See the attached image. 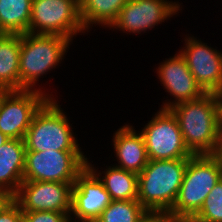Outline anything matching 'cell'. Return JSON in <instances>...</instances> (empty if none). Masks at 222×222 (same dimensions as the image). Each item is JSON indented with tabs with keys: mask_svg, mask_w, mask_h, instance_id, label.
<instances>
[{
	"mask_svg": "<svg viewBox=\"0 0 222 222\" xmlns=\"http://www.w3.org/2000/svg\"><path fill=\"white\" fill-rule=\"evenodd\" d=\"M217 159L219 160L220 164H221V169H222V145L221 147L217 150V152L215 153Z\"/></svg>",
	"mask_w": 222,
	"mask_h": 222,
	"instance_id": "cell-29",
	"label": "cell"
},
{
	"mask_svg": "<svg viewBox=\"0 0 222 222\" xmlns=\"http://www.w3.org/2000/svg\"><path fill=\"white\" fill-rule=\"evenodd\" d=\"M0 222H23V212L13 198L0 210Z\"/></svg>",
	"mask_w": 222,
	"mask_h": 222,
	"instance_id": "cell-24",
	"label": "cell"
},
{
	"mask_svg": "<svg viewBox=\"0 0 222 222\" xmlns=\"http://www.w3.org/2000/svg\"><path fill=\"white\" fill-rule=\"evenodd\" d=\"M53 99L34 114L24 137L26 151H81L67 116Z\"/></svg>",
	"mask_w": 222,
	"mask_h": 222,
	"instance_id": "cell-4",
	"label": "cell"
},
{
	"mask_svg": "<svg viewBox=\"0 0 222 222\" xmlns=\"http://www.w3.org/2000/svg\"><path fill=\"white\" fill-rule=\"evenodd\" d=\"M188 160H149L138 174L137 200L148 212H169L172 209Z\"/></svg>",
	"mask_w": 222,
	"mask_h": 222,
	"instance_id": "cell-2",
	"label": "cell"
},
{
	"mask_svg": "<svg viewBox=\"0 0 222 222\" xmlns=\"http://www.w3.org/2000/svg\"><path fill=\"white\" fill-rule=\"evenodd\" d=\"M221 179V164L215 154L192 155L176 202L169 212L184 221H190Z\"/></svg>",
	"mask_w": 222,
	"mask_h": 222,
	"instance_id": "cell-3",
	"label": "cell"
},
{
	"mask_svg": "<svg viewBox=\"0 0 222 222\" xmlns=\"http://www.w3.org/2000/svg\"><path fill=\"white\" fill-rule=\"evenodd\" d=\"M81 151H26L23 181L74 183L87 167Z\"/></svg>",
	"mask_w": 222,
	"mask_h": 222,
	"instance_id": "cell-6",
	"label": "cell"
},
{
	"mask_svg": "<svg viewBox=\"0 0 222 222\" xmlns=\"http://www.w3.org/2000/svg\"><path fill=\"white\" fill-rule=\"evenodd\" d=\"M86 222H104V221L100 217H98V218L90 219V220H88Z\"/></svg>",
	"mask_w": 222,
	"mask_h": 222,
	"instance_id": "cell-30",
	"label": "cell"
},
{
	"mask_svg": "<svg viewBox=\"0 0 222 222\" xmlns=\"http://www.w3.org/2000/svg\"><path fill=\"white\" fill-rule=\"evenodd\" d=\"M177 118L186 147L193 155L215 154L222 145L215 93L177 103L169 108Z\"/></svg>",
	"mask_w": 222,
	"mask_h": 222,
	"instance_id": "cell-1",
	"label": "cell"
},
{
	"mask_svg": "<svg viewBox=\"0 0 222 222\" xmlns=\"http://www.w3.org/2000/svg\"><path fill=\"white\" fill-rule=\"evenodd\" d=\"M12 199L6 191L0 189V210Z\"/></svg>",
	"mask_w": 222,
	"mask_h": 222,
	"instance_id": "cell-26",
	"label": "cell"
},
{
	"mask_svg": "<svg viewBox=\"0 0 222 222\" xmlns=\"http://www.w3.org/2000/svg\"><path fill=\"white\" fill-rule=\"evenodd\" d=\"M9 138L0 131V147L5 144Z\"/></svg>",
	"mask_w": 222,
	"mask_h": 222,
	"instance_id": "cell-28",
	"label": "cell"
},
{
	"mask_svg": "<svg viewBox=\"0 0 222 222\" xmlns=\"http://www.w3.org/2000/svg\"><path fill=\"white\" fill-rule=\"evenodd\" d=\"M178 10H180L179 3L172 1L128 0L110 27L139 34L164 22Z\"/></svg>",
	"mask_w": 222,
	"mask_h": 222,
	"instance_id": "cell-13",
	"label": "cell"
},
{
	"mask_svg": "<svg viewBox=\"0 0 222 222\" xmlns=\"http://www.w3.org/2000/svg\"><path fill=\"white\" fill-rule=\"evenodd\" d=\"M70 42L58 35L21 34L20 90H36V81L62 61Z\"/></svg>",
	"mask_w": 222,
	"mask_h": 222,
	"instance_id": "cell-5",
	"label": "cell"
},
{
	"mask_svg": "<svg viewBox=\"0 0 222 222\" xmlns=\"http://www.w3.org/2000/svg\"><path fill=\"white\" fill-rule=\"evenodd\" d=\"M105 176L99 180L112 200H137L138 198V174L124 170L117 166H109Z\"/></svg>",
	"mask_w": 222,
	"mask_h": 222,
	"instance_id": "cell-19",
	"label": "cell"
},
{
	"mask_svg": "<svg viewBox=\"0 0 222 222\" xmlns=\"http://www.w3.org/2000/svg\"><path fill=\"white\" fill-rule=\"evenodd\" d=\"M157 74L164 89L175 98V101L164 103L162 109H169L180 102L199 99L205 94L180 53L161 63Z\"/></svg>",
	"mask_w": 222,
	"mask_h": 222,
	"instance_id": "cell-14",
	"label": "cell"
},
{
	"mask_svg": "<svg viewBox=\"0 0 222 222\" xmlns=\"http://www.w3.org/2000/svg\"><path fill=\"white\" fill-rule=\"evenodd\" d=\"M32 0H0V32L25 34L29 31Z\"/></svg>",
	"mask_w": 222,
	"mask_h": 222,
	"instance_id": "cell-18",
	"label": "cell"
},
{
	"mask_svg": "<svg viewBox=\"0 0 222 222\" xmlns=\"http://www.w3.org/2000/svg\"><path fill=\"white\" fill-rule=\"evenodd\" d=\"M84 30L79 0H32L29 33L58 35L72 40Z\"/></svg>",
	"mask_w": 222,
	"mask_h": 222,
	"instance_id": "cell-7",
	"label": "cell"
},
{
	"mask_svg": "<svg viewBox=\"0 0 222 222\" xmlns=\"http://www.w3.org/2000/svg\"><path fill=\"white\" fill-rule=\"evenodd\" d=\"M130 125L120 127L113 138L119 168L139 174L149 162L144 138Z\"/></svg>",
	"mask_w": 222,
	"mask_h": 222,
	"instance_id": "cell-15",
	"label": "cell"
},
{
	"mask_svg": "<svg viewBox=\"0 0 222 222\" xmlns=\"http://www.w3.org/2000/svg\"><path fill=\"white\" fill-rule=\"evenodd\" d=\"M219 108V126L222 132V91L215 93Z\"/></svg>",
	"mask_w": 222,
	"mask_h": 222,
	"instance_id": "cell-27",
	"label": "cell"
},
{
	"mask_svg": "<svg viewBox=\"0 0 222 222\" xmlns=\"http://www.w3.org/2000/svg\"><path fill=\"white\" fill-rule=\"evenodd\" d=\"M74 183L23 181L12 197L22 212L54 211L71 213Z\"/></svg>",
	"mask_w": 222,
	"mask_h": 222,
	"instance_id": "cell-10",
	"label": "cell"
},
{
	"mask_svg": "<svg viewBox=\"0 0 222 222\" xmlns=\"http://www.w3.org/2000/svg\"><path fill=\"white\" fill-rule=\"evenodd\" d=\"M185 41V49L179 53L185 59L197 84L205 93L222 91L221 52L193 37L186 38Z\"/></svg>",
	"mask_w": 222,
	"mask_h": 222,
	"instance_id": "cell-11",
	"label": "cell"
},
{
	"mask_svg": "<svg viewBox=\"0 0 222 222\" xmlns=\"http://www.w3.org/2000/svg\"><path fill=\"white\" fill-rule=\"evenodd\" d=\"M149 160L189 159L179 123L170 109H160L140 132Z\"/></svg>",
	"mask_w": 222,
	"mask_h": 222,
	"instance_id": "cell-8",
	"label": "cell"
},
{
	"mask_svg": "<svg viewBox=\"0 0 222 222\" xmlns=\"http://www.w3.org/2000/svg\"><path fill=\"white\" fill-rule=\"evenodd\" d=\"M128 0H79L80 17L85 30L92 24L110 28Z\"/></svg>",
	"mask_w": 222,
	"mask_h": 222,
	"instance_id": "cell-20",
	"label": "cell"
},
{
	"mask_svg": "<svg viewBox=\"0 0 222 222\" xmlns=\"http://www.w3.org/2000/svg\"><path fill=\"white\" fill-rule=\"evenodd\" d=\"M190 222H222V179L210 191L202 208Z\"/></svg>",
	"mask_w": 222,
	"mask_h": 222,
	"instance_id": "cell-22",
	"label": "cell"
},
{
	"mask_svg": "<svg viewBox=\"0 0 222 222\" xmlns=\"http://www.w3.org/2000/svg\"><path fill=\"white\" fill-rule=\"evenodd\" d=\"M71 215L54 211L23 212V222H71Z\"/></svg>",
	"mask_w": 222,
	"mask_h": 222,
	"instance_id": "cell-23",
	"label": "cell"
},
{
	"mask_svg": "<svg viewBox=\"0 0 222 222\" xmlns=\"http://www.w3.org/2000/svg\"><path fill=\"white\" fill-rule=\"evenodd\" d=\"M140 222H184L170 212H147Z\"/></svg>",
	"mask_w": 222,
	"mask_h": 222,
	"instance_id": "cell-25",
	"label": "cell"
},
{
	"mask_svg": "<svg viewBox=\"0 0 222 222\" xmlns=\"http://www.w3.org/2000/svg\"><path fill=\"white\" fill-rule=\"evenodd\" d=\"M147 212L138 200H112L100 218L104 222H140Z\"/></svg>",
	"mask_w": 222,
	"mask_h": 222,
	"instance_id": "cell-21",
	"label": "cell"
},
{
	"mask_svg": "<svg viewBox=\"0 0 222 222\" xmlns=\"http://www.w3.org/2000/svg\"><path fill=\"white\" fill-rule=\"evenodd\" d=\"M26 148L22 139H9L0 147V189L12 197L23 182Z\"/></svg>",
	"mask_w": 222,
	"mask_h": 222,
	"instance_id": "cell-16",
	"label": "cell"
},
{
	"mask_svg": "<svg viewBox=\"0 0 222 222\" xmlns=\"http://www.w3.org/2000/svg\"><path fill=\"white\" fill-rule=\"evenodd\" d=\"M21 34L0 35V91L20 90Z\"/></svg>",
	"mask_w": 222,
	"mask_h": 222,
	"instance_id": "cell-17",
	"label": "cell"
},
{
	"mask_svg": "<svg viewBox=\"0 0 222 222\" xmlns=\"http://www.w3.org/2000/svg\"><path fill=\"white\" fill-rule=\"evenodd\" d=\"M87 167L77 176L72 187L71 212L73 216L86 222L98 218L112 202L110 195L99 180L101 173L88 163Z\"/></svg>",
	"mask_w": 222,
	"mask_h": 222,
	"instance_id": "cell-12",
	"label": "cell"
},
{
	"mask_svg": "<svg viewBox=\"0 0 222 222\" xmlns=\"http://www.w3.org/2000/svg\"><path fill=\"white\" fill-rule=\"evenodd\" d=\"M39 90L0 91V131L9 139L24 140L34 114L52 99Z\"/></svg>",
	"mask_w": 222,
	"mask_h": 222,
	"instance_id": "cell-9",
	"label": "cell"
}]
</instances>
